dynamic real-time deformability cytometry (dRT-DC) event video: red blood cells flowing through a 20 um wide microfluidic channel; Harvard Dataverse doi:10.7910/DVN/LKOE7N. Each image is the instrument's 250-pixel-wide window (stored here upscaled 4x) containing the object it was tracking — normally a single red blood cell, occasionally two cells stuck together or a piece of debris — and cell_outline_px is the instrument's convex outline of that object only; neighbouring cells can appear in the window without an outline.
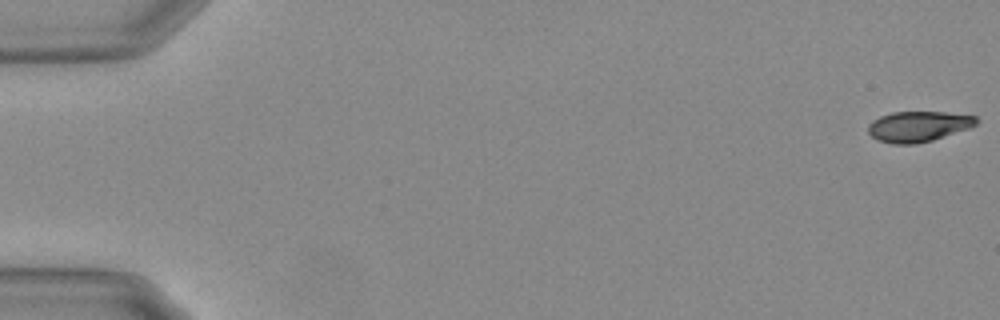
{"species": "Egyptian fruit bat (a non-hibernating species)", "species_latin": "Rousettus aegyptiacus", "temperature_condition": "warm", "stored_images_in_passage": 56, "camera_frame_rate_fps": 3000, "um_per_image_px": 0.085, "animal": {"sex": "female"}, "frame": {"image": 1, "passage_image": 1, "time_ms": 0.0, "image_size_px": [1000, 320], "cell_outline_px": [[980, 120], [976, 124], [968, 128], [932, 140], [916, 144], [892, 144], [876, 140], [868, 132], [868, 124], [872, 120], [880, 116], [892, 112], [944, 112], [976, 116]], "centroid_in_image_um": [78.02, 10.75], "position_along_channel_um": 7.0, "area_um2": 19.25}}
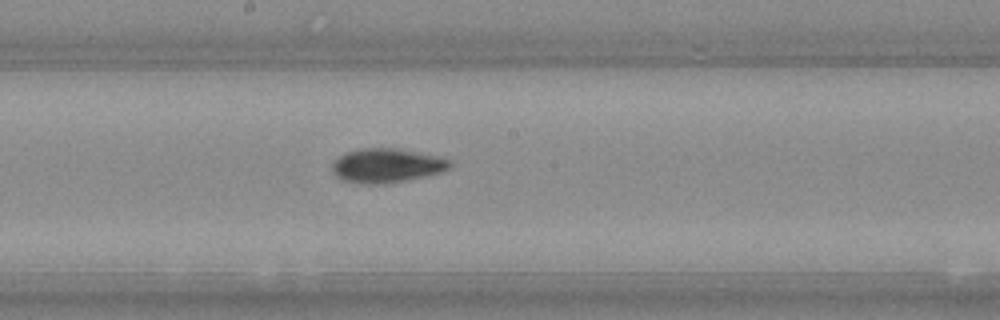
{"frame": {"image": 2, "passage_image": 31, "time_ms": 10.0, "image_size_px": [1000, 320], "cell_outline_px": [[452, 168], [444, 172], [384, 184], [364, 184], [340, 180], [332, 172], [332, 164], [344, 152], [360, 148], [396, 148], [444, 156], [452, 160]], "centroid_in_image_um": [32.92, 14.06], "position_along_channel_um": 215.3, "area_um2": 23.93}}
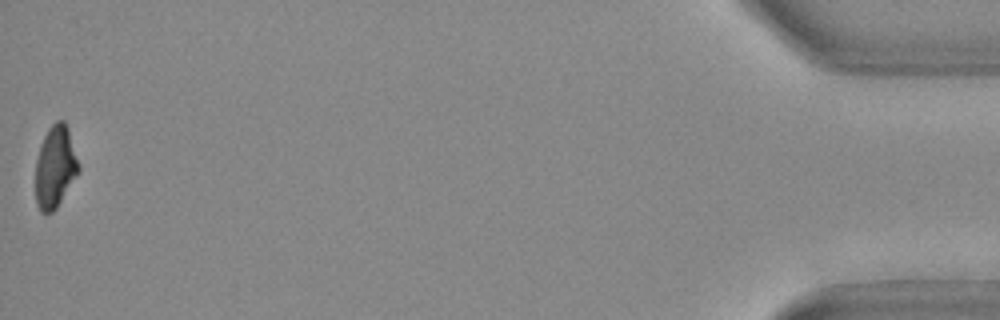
{"frame": {"image": 3, "passage_image": 56, "time_ms": 18.333, "image_size_px": [1000, 320], "cell_outline_px": [[80, 172], [56, 208], [52, 212], [40, 212], [36, 204], [36, 160], [40, 144], [48, 128], [56, 120], [64, 120], [68, 128], [80, 164]], "centroid_in_image_um": [4.71, 14.17], "position_along_channel_um": 430.5, "area_um2": 20.81}, "authors_computed_cell_mechanics": {"area_um2": 21.5305, "velocity_mm_per_s": 3.7173, "shape_relaxation_time_tau1_ms": 7.7349, "shape_relaxation_time_tau2_ms": 3.5406, "deformation_change_tau1": 0.2312, "deformation_change_tau2": 0.0866}}